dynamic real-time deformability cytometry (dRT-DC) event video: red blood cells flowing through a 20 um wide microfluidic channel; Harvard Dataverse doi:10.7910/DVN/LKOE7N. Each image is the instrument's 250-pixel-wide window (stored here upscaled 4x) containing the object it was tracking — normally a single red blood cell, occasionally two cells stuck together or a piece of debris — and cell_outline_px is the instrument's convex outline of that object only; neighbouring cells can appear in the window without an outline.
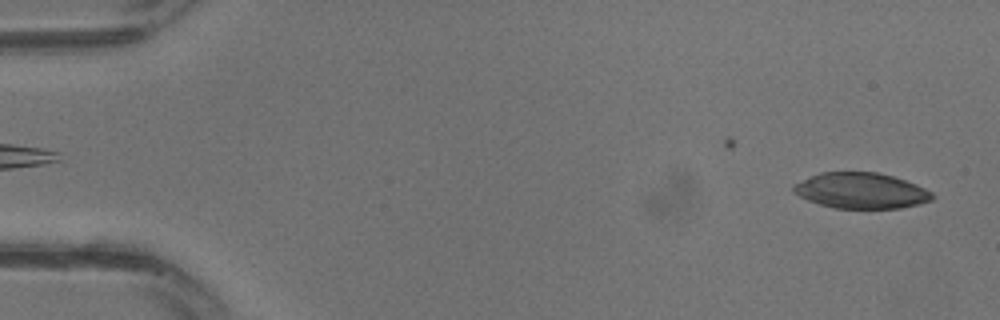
{"species": "common noctule bat (a hibernating species)", "species_latin": "Nyctalus noctula", "temperature_condition": "warm", "stored_images_in_passage": 9, "camera_frame_rate_fps": 3000, "um_per_image_px": 0.085, "animal": {"sex": "male", "body_mass_g": 13.3}, "frame": {"image": 1, "passage_image": 1, "time_ms": 0.0, "image_size_px": [1000, 320], "cell_outline_px": [[936, 196], [932, 200], [920, 204], [900, 208], [836, 208], [820, 204], [808, 200], [792, 192], [792, 184], [820, 172], [876, 172], [892, 176], [916, 184], [932, 192]], "centroid_in_image_um": [73.19, 16.2], "position_along_channel_um": 11.8, "area_um2": 28.9}}